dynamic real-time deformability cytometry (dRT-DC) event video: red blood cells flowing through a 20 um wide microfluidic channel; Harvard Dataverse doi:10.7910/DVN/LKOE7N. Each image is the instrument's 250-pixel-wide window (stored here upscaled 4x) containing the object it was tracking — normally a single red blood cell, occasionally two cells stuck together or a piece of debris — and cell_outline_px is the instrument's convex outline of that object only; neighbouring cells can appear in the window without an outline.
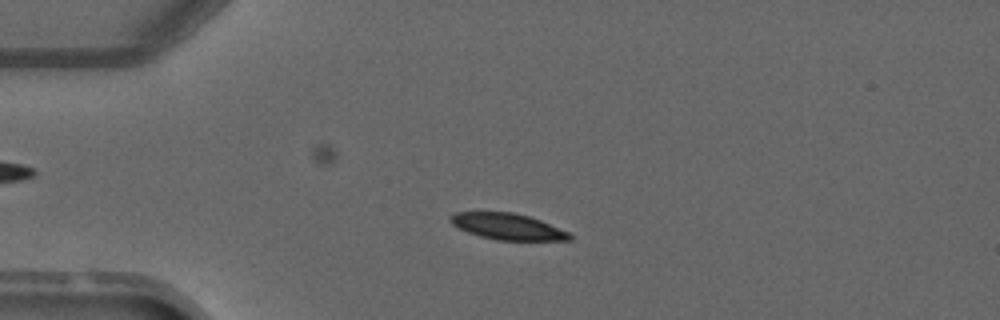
{"species": "common noctule bat (a hibernating species)", "species_latin": "Nyctalus noctula", "temperature_condition": "warm", "stored_images_in_passage": 3, "camera_frame_rate_fps": 3000, "um_per_image_px": 0.085, "animal": {"sex": "male", "forearm_length_mm": 52.5}, "frame": {"image": 1, "passage_image": 2, "time_ms": 1.333, "image_size_px": [1000, 320], "cell_outline_px": [[572, 240], [496, 240], [480, 236], [468, 232], [452, 224], [448, 220], [448, 216], [456, 212], [512, 212], [528, 216], [540, 220], [568, 232], [572, 236]], "centroid_in_image_um": [43.11, 19.25], "position_along_channel_um": 41.9, "area_um2": 18.09}}